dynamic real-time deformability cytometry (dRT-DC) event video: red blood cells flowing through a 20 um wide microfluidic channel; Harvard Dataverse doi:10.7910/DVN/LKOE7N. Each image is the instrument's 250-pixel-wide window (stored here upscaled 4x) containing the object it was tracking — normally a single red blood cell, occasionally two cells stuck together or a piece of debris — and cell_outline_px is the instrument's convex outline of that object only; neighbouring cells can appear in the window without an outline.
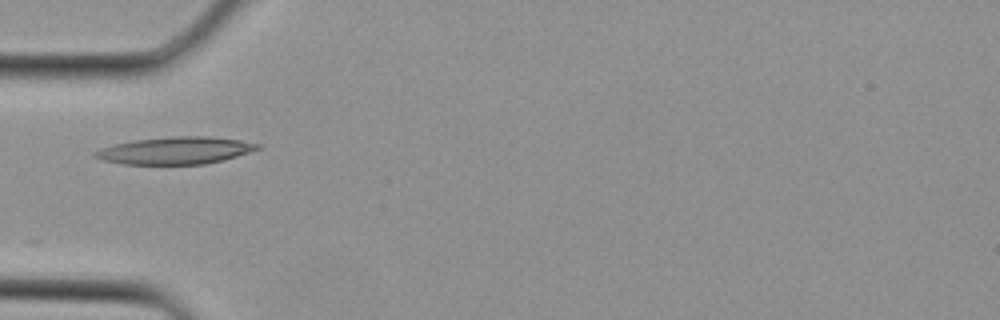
{"species": "Egyptian fruit bat (a non-hibernating species)", "species_latin": "Rousettus aegyptiacus", "temperature_condition": "cold", "stored_images_in_passage": 2, "camera_frame_rate_fps": 3000, "um_per_image_px": 0.085, "animal": {"sex": "female"}, "frame": {"image": 1, "passage_image": 1, "time_ms": 0.0, "image_size_px": [1000, 320], "cell_outline_px": [[260, 148], [224, 160], [204, 164], [124, 164], [104, 160], [92, 156], [92, 152], [100, 148], [116, 144], [136, 140], [176, 136], [208, 136], [240, 140], [260, 144]], "centroid_in_image_um": [14.9, 12.79], "position_along_channel_um": 70.1, "area_um2": 25.55}}